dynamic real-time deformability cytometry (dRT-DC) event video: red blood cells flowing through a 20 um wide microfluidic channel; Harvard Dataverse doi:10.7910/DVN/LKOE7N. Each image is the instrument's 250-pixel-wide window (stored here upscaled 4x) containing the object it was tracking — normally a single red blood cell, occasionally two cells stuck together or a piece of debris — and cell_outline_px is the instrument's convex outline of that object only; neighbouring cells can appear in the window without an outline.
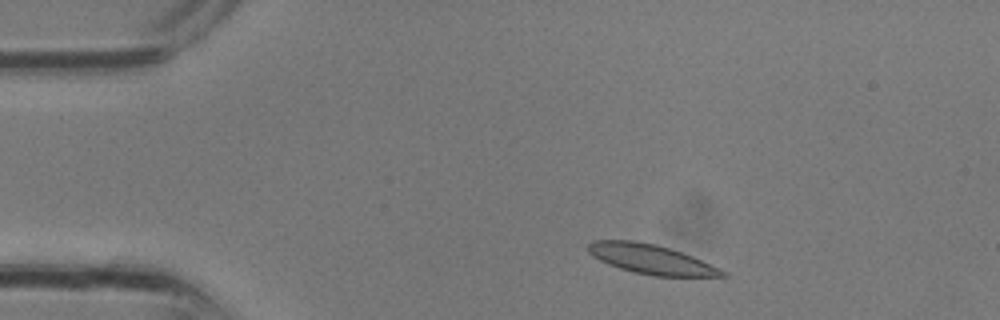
{"species": "common noctule bat (a hibernating species)", "species_latin": "Nyctalus noctula", "temperature_condition": "room temperature", "stored_images_in_passage": 16, "camera_frame_rate_fps": 3000, "um_per_image_px": 0.085, "animal": {"sex": "male", "body_mass_g": 13.3}, "frame": {"image": 1, "passage_image": 1, "time_ms": 0.0, "image_size_px": [1000, 320], "cell_outline_px": [[728, 276], [656, 276], [636, 272], [620, 268], [608, 264], [592, 256], [588, 252], [588, 244], [592, 240], [632, 240], [656, 244], [692, 256], [720, 268], [728, 272]], "centroid_in_image_um": [55.33, 22.02], "position_along_channel_um": 29.7, "area_um2": 22.89}}
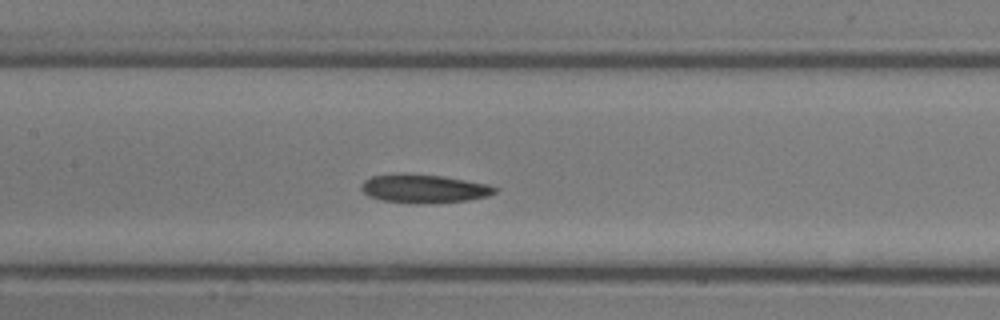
{"frame": {"image": 2, "passage_image": 10, "time_ms": 3.0, "image_size_px": [1000, 320], "cell_outline_px": [[496, 192], [488, 196], [468, 200], [424, 204], [412, 204], [380, 200], [368, 196], [360, 188], [360, 184], [364, 180], [372, 176], [396, 172], [408, 172], [444, 176], [488, 184], [496, 188]], "centroid_in_image_um": [35.97, 16.02], "position_along_channel_um": 171.4, "area_um2": 22.83}}
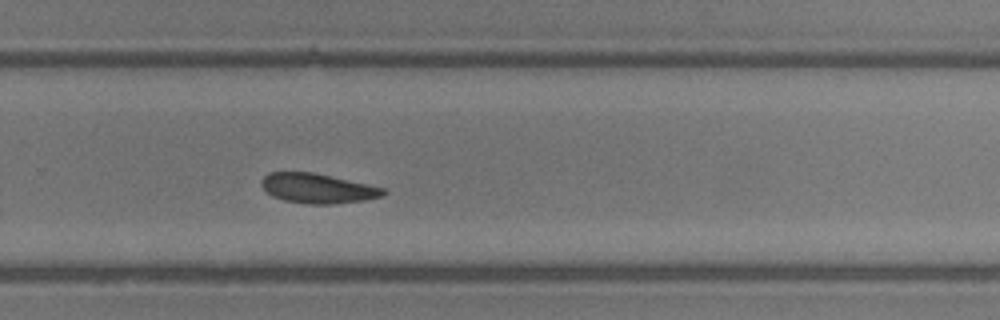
{"frame": {"image": 3, "passage_image": 16, "time_ms": 5.0, "image_size_px": [1000, 320], "cell_outline_px": [[388, 192], [384, 196], [364, 200], [336, 204], [308, 204], [284, 200], [272, 196], [260, 184], [260, 180], [268, 172], [312, 172], [368, 184], [384, 188]], "centroid_in_image_um": [27.01, 16.01], "position_along_channel_um": 302.8, "area_um2": 21.15}}